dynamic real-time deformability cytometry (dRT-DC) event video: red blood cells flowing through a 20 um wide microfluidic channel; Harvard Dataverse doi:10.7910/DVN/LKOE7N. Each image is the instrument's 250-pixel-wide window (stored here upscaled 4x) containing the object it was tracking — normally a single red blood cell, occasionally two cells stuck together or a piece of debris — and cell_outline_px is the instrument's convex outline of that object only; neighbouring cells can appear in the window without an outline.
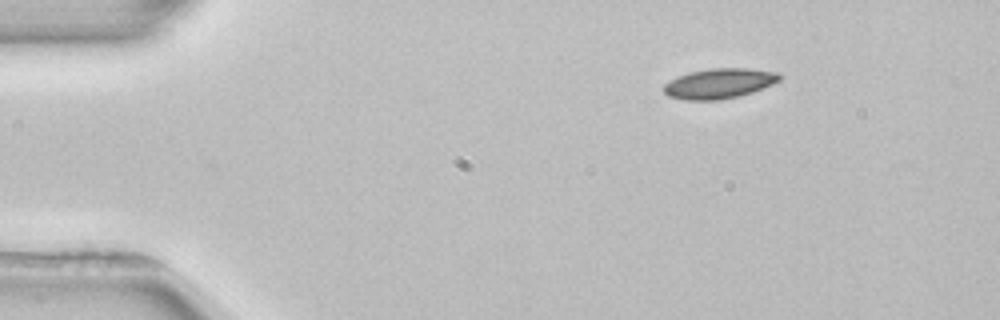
{"species": "common noctule bat (a hibernating species)", "species_latin": "Nyctalus noctula", "temperature_condition": "room temperature", "stored_images_in_passage": 3, "camera_frame_rate_fps": 3000, "um_per_image_px": 0.085, "animal": {"sex": "female", "body_mass_g": 22.7, "forearm_length_mm": 54.2}, "frame": {"image": 1, "passage_image": 3, "time_ms": 3.0, "image_size_px": [1000, 320], "cell_outline_px": [[780, 80], [772, 84], [752, 92], [720, 100], [684, 100], [668, 96], [664, 92], [664, 84], [688, 72], [712, 68], [748, 68], [780, 72]], "centroid_in_image_um": [61.14, 7.09], "position_along_channel_um": 23.9, "area_um2": 20.17}}